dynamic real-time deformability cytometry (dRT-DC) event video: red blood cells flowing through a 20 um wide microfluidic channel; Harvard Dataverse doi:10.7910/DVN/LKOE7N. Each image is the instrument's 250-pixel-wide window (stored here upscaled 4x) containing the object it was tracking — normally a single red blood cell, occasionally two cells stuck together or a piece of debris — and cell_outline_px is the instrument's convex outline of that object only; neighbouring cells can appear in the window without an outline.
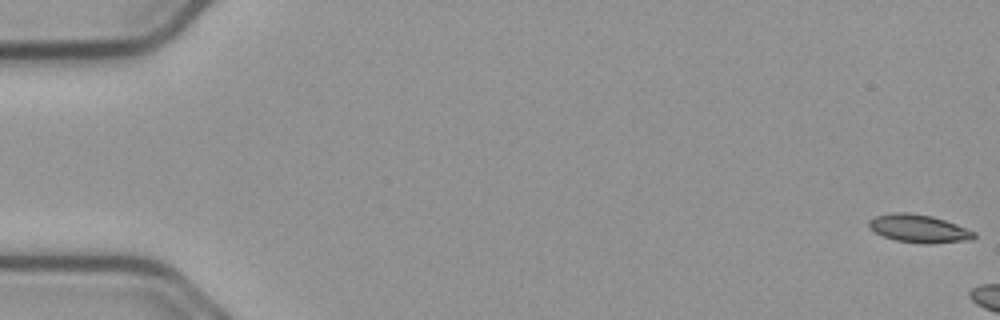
{"species": "common noctule bat (a hibernating species)", "species_latin": "Nyctalus noctula", "temperature_condition": "cold", "stored_images_in_passage": 5, "camera_frame_rate_fps": 3000, "um_per_image_px": 0.085, "animal": {"sex": "male", "body_mass_g": 23.1, "forearm_length_mm": 52.7}, "frame": {"image": 1, "passage_image": 1, "time_ms": 0.0, "image_size_px": [1000, 320], "cell_outline_px": [[976, 236], [972, 240], [928, 244], [924, 244], [896, 240], [884, 236], [868, 228], [868, 220], [872, 216], [892, 212], [908, 212], [932, 216], [956, 224], [976, 232]], "centroid_in_image_um": [78.08, 19.42], "position_along_channel_um": 6.9, "area_um2": 17.34}}